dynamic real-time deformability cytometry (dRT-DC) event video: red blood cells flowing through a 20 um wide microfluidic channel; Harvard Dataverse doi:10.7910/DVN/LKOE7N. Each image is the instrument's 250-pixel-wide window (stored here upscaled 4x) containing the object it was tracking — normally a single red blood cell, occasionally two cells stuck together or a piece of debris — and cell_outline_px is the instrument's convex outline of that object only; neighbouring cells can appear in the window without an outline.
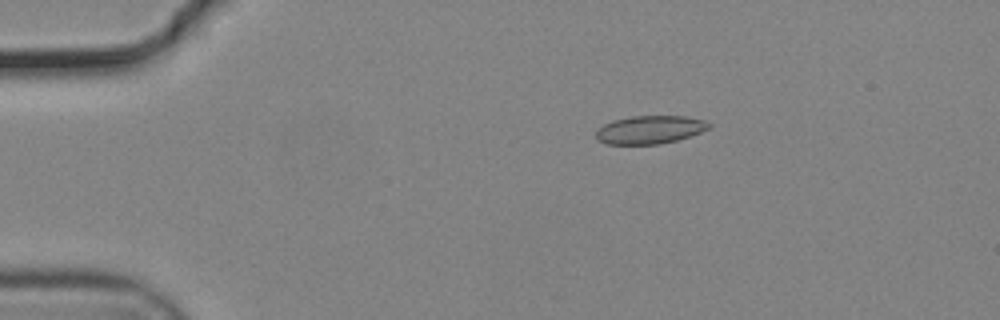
{"species": "common noctule bat (a hibernating species)", "species_latin": "Nyctalus noctula", "temperature_condition": "cold", "stored_images_in_passage": 12, "camera_frame_rate_fps": 3000, "um_per_image_px": 0.085, "animal": {"sex": "male", "body_mass_g": 19.2, "forearm_length_mm": 51.8}, "frame": {"image": 1, "passage_image": 2, "time_ms": 0.333, "image_size_px": [1000, 320], "cell_outline_px": [[712, 128], [676, 140], [660, 144], [608, 144], [596, 140], [596, 128], [612, 120], [632, 116], [688, 116], [704, 120], [712, 124]], "centroid_in_image_um": [55.23, 11.02], "position_along_channel_um": 29.8, "area_um2": 18.67}}
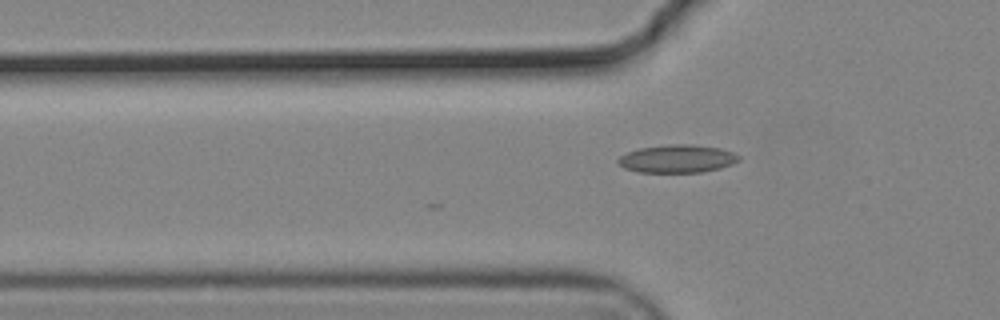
{"frame": {"image": 2, "passage_image": 10, "time_ms": 3.0, "image_size_px": [1000, 320], "cell_outline_px": [[740, 160], [732, 164], [720, 168], [700, 172], [640, 172], [624, 168], [616, 160], [620, 156], [628, 152], [640, 148], [668, 144], [692, 144], [720, 148], [732, 152], [740, 156]], "centroid_in_image_um": [57.58, 13.49], "position_along_channel_um": 68.2, "area_um2": 19.59}}